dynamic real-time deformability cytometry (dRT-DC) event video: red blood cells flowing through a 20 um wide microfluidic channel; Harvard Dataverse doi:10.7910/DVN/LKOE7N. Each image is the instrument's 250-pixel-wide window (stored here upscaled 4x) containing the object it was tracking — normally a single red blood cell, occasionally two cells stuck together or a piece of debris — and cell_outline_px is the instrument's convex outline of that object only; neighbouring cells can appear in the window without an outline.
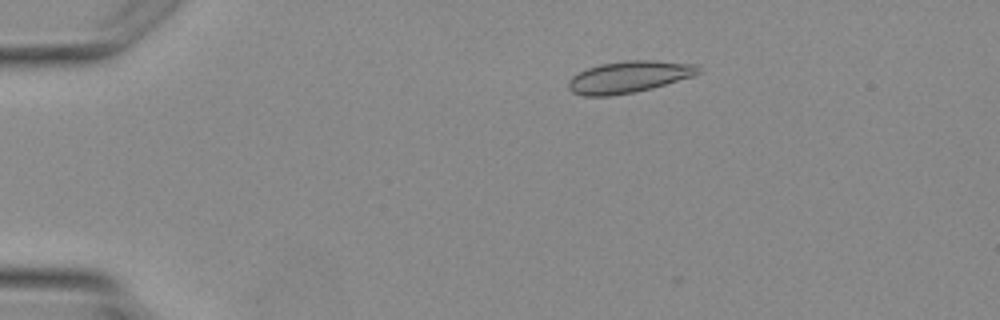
{"species": "Egyptian fruit bat (a non-hibernating species)", "species_latin": "Rousettus aegyptiacus", "temperature_condition": "warm", "stored_images_in_passage": 3, "camera_frame_rate_fps": 3000, "um_per_image_px": 0.085, "animal": {"sex": "female"}, "frame": {"image": 1, "passage_image": 2, "time_ms": 1.0, "image_size_px": [1000, 320], "cell_outline_px": [[700, 72], [692, 76], [652, 88], [632, 92], [608, 96], [584, 96], [572, 92], [568, 88], [568, 80], [572, 76], [588, 68], [600, 64], [628, 60], [656, 60], [696, 64], [700, 68]], "centroid_in_image_um": [53.44, 6.53], "position_along_channel_um": 31.6, "area_um2": 23.87}}